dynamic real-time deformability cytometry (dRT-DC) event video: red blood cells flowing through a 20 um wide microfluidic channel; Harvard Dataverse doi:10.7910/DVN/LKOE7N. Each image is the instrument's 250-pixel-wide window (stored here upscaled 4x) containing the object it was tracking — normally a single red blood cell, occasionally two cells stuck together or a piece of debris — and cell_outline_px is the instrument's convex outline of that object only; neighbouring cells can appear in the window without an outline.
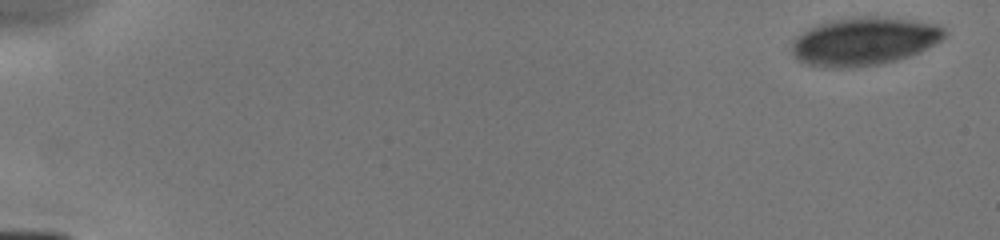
{"species": "human", "species_latin": "Homo sapiens", "temperature_condition": "cold", "stored_images_in_passage": 6, "camera_frame_rate_fps": 3000, "um_per_image_px": 0.085, "donor": {"sex": "male"}, "frame": {"image": 1, "passage_image": 1, "time_ms": 0.0, "image_size_px": [1000, 240], "cell_outline_px": [[948, 36], [936, 44], [912, 56], [880, 64], [840, 68], [836, 68], [808, 64], [800, 60], [792, 52], [792, 40], [796, 36], [808, 28], [816, 24], [832, 20], [864, 16], [876, 16], [916, 20], [940, 24], [948, 32]], "centroid_in_image_um": [73.53, 3.49], "position_along_channel_um": 11.5, "area_um2": 43.12}}
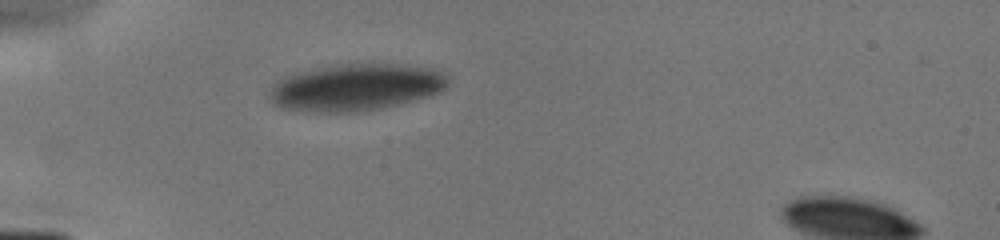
{"frame": {"image": 2, "passage_image": 6, "time_ms": 4.667, "image_size_px": [1000, 240], "cell_outline_px": [[448, 84], [440, 92], [428, 96], [380, 108], [356, 112], [312, 112], [280, 108], [268, 96], [272, 84], [284, 76], [312, 68], [332, 64], [360, 60], [432, 68], [444, 72], [448, 80]], "centroid_in_image_um": [30.22, 7.37], "position_along_channel_um": 54.8, "area_um2": 49.82}}